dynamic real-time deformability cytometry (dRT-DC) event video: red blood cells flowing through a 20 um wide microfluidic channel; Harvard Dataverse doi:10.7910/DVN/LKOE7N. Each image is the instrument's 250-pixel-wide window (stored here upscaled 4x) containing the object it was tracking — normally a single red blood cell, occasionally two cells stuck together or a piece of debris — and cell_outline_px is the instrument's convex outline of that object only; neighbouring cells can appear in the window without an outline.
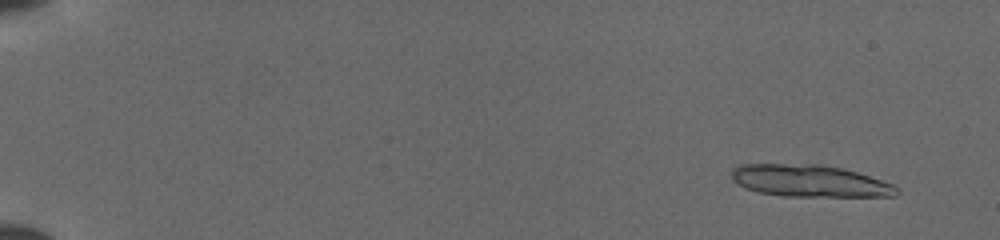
{"species": "common noctule bat (a hibernating species)", "species_latin": "Nyctalus noctula", "temperature_condition": "cold", "stored_images_in_passage": 17, "camera_frame_rate_fps": 3000, "um_per_image_px": 0.085, "animal": {"sex": "female", "body_mass_g": 19.5, "forearm_length_mm": 54.1}, "frame": {"image": 1, "passage_image": 4, "time_ms": 1.0, "image_size_px": [1000, 240], "cell_outline_px": [[900, 192], [896, 196], [784, 196], [760, 192], [748, 188], [732, 180], [732, 168], [740, 164], [820, 164], [844, 168], [892, 184]], "centroid_in_image_um": [68.81, 15.37], "position_along_channel_um": 16.2, "area_um2": 30.52}}